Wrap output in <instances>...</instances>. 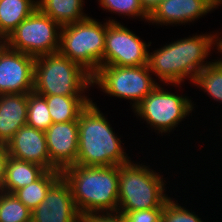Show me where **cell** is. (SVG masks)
<instances>
[{
    "instance_id": "1",
    "label": "cell",
    "mask_w": 222,
    "mask_h": 222,
    "mask_svg": "<svg viewBox=\"0 0 222 222\" xmlns=\"http://www.w3.org/2000/svg\"><path fill=\"white\" fill-rule=\"evenodd\" d=\"M218 37L215 34L189 36L148 53L149 70L167 84L180 85L187 77L193 83L197 74L208 65L204 61L213 44L218 46Z\"/></svg>"
},
{
    "instance_id": "2",
    "label": "cell",
    "mask_w": 222,
    "mask_h": 222,
    "mask_svg": "<svg viewBox=\"0 0 222 222\" xmlns=\"http://www.w3.org/2000/svg\"><path fill=\"white\" fill-rule=\"evenodd\" d=\"M80 215L118 211L119 166L72 165L62 171Z\"/></svg>"
},
{
    "instance_id": "3",
    "label": "cell",
    "mask_w": 222,
    "mask_h": 222,
    "mask_svg": "<svg viewBox=\"0 0 222 222\" xmlns=\"http://www.w3.org/2000/svg\"><path fill=\"white\" fill-rule=\"evenodd\" d=\"M79 143L76 164L81 166H119L129 162L121 140L91 100L78 118ZM128 157V158H127Z\"/></svg>"
},
{
    "instance_id": "4",
    "label": "cell",
    "mask_w": 222,
    "mask_h": 222,
    "mask_svg": "<svg viewBox=\"0 0 222 222\" xmlns=\"http://www.w3.org/2000/svg\"><path fill=\"white\" fill-rule=\"evenodd\" d=\"M163 178L146 165L127 163L119 165L118 211L126 214L132 211L163 209L169 199L164 194Z\"/></svg>"
},
{
    "instance_id": "5",
    "label": "cell",
    "mask_w": 222,
    "mask_h": 222,
    "mask_svg": "<svg viewBox=\"0 0 222 222\" xmlns=\"http://www.w3.org/2000/svg\"><path fill=\"white\" fill-rule=\"evenodd\" d=\"M89 85L92 86V76L59 52L35 57L33 92L36 94L84 96Z\"/></svg>"
},
{
    "instance_id": "6",
    "label": "cell",
    "mask_w": 222,
    "mask_h": 222,
    "mask_svg": "<svg viewBox=\"0 0 222 222\" xmlns=\"http://www.w3.org/2000/svg\"><path fill=\"white\" fill-rule=\"evenodd\" d=\"M107 22L92 19L63 25L58 52L80 65L91 76L103 66Z\"/></svg>"
},
{
    "instance_id": "7",
    "label": "cell",
    "mask_w": 222,
    "mask_h": 222,
    "mask_svg": "<svg viewBox=\"0 0 222 222\" xmlns=\"http://www.w3.org/2000/svg\"><path fill=\"white\" fill-rule=\"evenodd\" d=\"M148 65L100 66L92 76L94 83L110 96L133 100V109L157 86Z\"/></svg>"
},
{
    "instance_id": "8",
    "label": "cell",
    "mask_w": 222,
    "mask_h": 222,
    "mask_svg": "<svg viewBox=\"0 0 222 222\" xmlns=\"http://www.w3.org/2000/svg\"><path fill=\"white\" fill-rule=\"evenodd\" d=\"M60 30L57 22L37 8L10 33L5 42L11 49L34 57L52 54L59 50Z\"/></svg>"
},
{
    "instance_id": "9",
    "label": "cell",
    "mask_w": 222,
    "mask_h": 222,
    "mask_svg": "<svg viewBox=\"0 0 222 222\" xmlns=\"http://www.w3.org/2000/svg\"><path fill=\"white\" fill-rule=\"evenodd\" d=\"M193 110L186 96L166 92L158 86L150 92L135 108L134 113L144 119L159 133L170 132Z\"/></svg>"
},
{
    "instance_id": "10",
    "label": "cell",
    "mask_w": 222,
    "mask_h": 222,
    "mask_svg": "<svg viewBox=\"0 0 222 222\" xmlns=\"http://www.w3.org/2000/svg\"><path fill=\"white\" fill-rule=\"evenodd\" d=\"M145 42L140 40L127 27L115 20H108L105 36L103 65L143 66L148 65V53Z\"/></svg>"
},
{
    "instance_id": "11",
    "label": "cell",
    "mask_w": 222,
    "mask_h": 222,
    "mask_svg": "<svg viewBox=\"0 0 222 222\" xmlns=\"http://www.w3.org/2000/svg\"><path fill=\"white\" fill-rule=\"evenodd\" d=\"M35 57L11 49L0 50V95L28 94L34 87Z\"/></svg>"
},
{
    "instance_id": "12",
    "label": "cell",
    "mask_w": 222,
    "mask_h": 222,
    "mask_svg": "<svg viewBox=\"0 0 222 222\" xmlns=\"http://www.w3.org/2000/svg\"><path fill=\"white\" fill-rule=\"evenodd\" d=\"M31 222H77L78 212L68 182L61 176L32 211Z\"/></svg>"
},
{
    "instance_id": "13",
    "label": "cell",
    "mask_w": 222,
    "mask_h": 222,
    "mask_svg": "<svg viewBox=\"0 0 222 222\" xmlns=\"http://www.w3.org/2000/svg\"><path fill=\"white\" fill-rule=\"evenodd\" d=\"M50 170L63 171L77 161L79 129L78 121L53 123L46 131Z\"/></svg>"
},
{
    "instance_id": "14",
    "label": "cell",
    "mask_w": 222,
    "mask_h": 222,
    "mask_svg": "<svg viewBox=\"0 0 222 222\" xmlns=\"http://www.w3.org/2000/svg\"><path fill=\"white\" fill-rule=\"evenodd\" d=\"M9 155L15 159L28 161L50 170V156L47 149L45 131L24 125L7 143Z\"/></svg>"
},
{
    "instance_id": "15",
    "label": "cell",
    "mask_w": 222,
    "mask_h": 222,
    "mask_svg": "<svg viewBox=\"0 0 222 222\" xmlns=\"http://www.w3.org/2000/svg\"><path fill=\"white\" fill-rule=\"evenodd\" d=\"M215 7L207 0H163L148 21L157 24L192 22Z\"/></svg>"
},
{
    "instance_id": "16",
    "label": "cell",
    "mask_w": 222,
    "mask_h": 222,
    "mask_svg": "<svg viewBox=\"0 0 222 222\" xmlns=\"http://www.w3.org/2000/svg\"><path fill=\"white\" fill-rule=\"evenodd\" d=\"M28 94L0 95V143L7 144L27 125Z\"/></svg>"
},
{
    "instance_id": "17",
    "label": "cell",
    "mask_w": 222,
    "mask_h": 222,
    "mask_svg": "<svg viewBox=\"0 0 222 222\" xmlns=\"http://www.w3.org/2000/svg\"><path fill=\"white\" fill-rule=\"evenodd\" d=\"M46 170L37 164L9 157L1 191L13 194L36 181Z\"/></svg>"
},
{
    "instance_id": "18",
    "label": "cell",
    "mask_w": 222,
    "mask_h": 222,
    "mask_svg": "<svg viewBox=\"0 0 222 222\" xmlns=\"http://www.w3.org/2000/svg\"><path fill=\"white\" fill-rule=\"evenodd\" d=\"M46 99L53 123L78 121L81 111L91 101L87 96L41 95Z\"/></svg>"
},
{
    "instance_id": "19",
    "label": "cell",
    "mask_w": 222,
    "mask_h": 222,
    "mask_svg": "<svg viewBox=\"0 0 222 222\" xmlns=\"http://www.w3.org/2000/svg\"><path fill=\"white\" fill-rule=\"evenodd\" d=\"M83 0H38V9L60 26L88 18L83 10Z\"/></svg>"
},
{
    "instance_id": "20",
    "label": "cell",
    "mask_w": 222,
    "mask_h": 222,
    "mask_svg": "<svg viewBox=\"0 0 222 222\" xmlns=\"http://www.w3.org/2000/svg\"><path fill=\"white\" fill-rule=\"evenodd\" d=\"M37 8V0H0V36L6 39Z\"/></svg>"
},
{
    "instance_id": "21",
    "label": "cell",
    "mask_w": 222,
    "mask_h": 222,
    "mask_svg": "<svg viewBox=\"0 0 222 222\" xmlns=\"http://www.w3.org/2000/svg\"><path fill=\"white\" fill-rule=\"evenodd\" d=\"M62 176L59 170H46L36 181L16 190L13 194L30 210L33 211L43 199L50 187Z\"/></svg>"
},
{
    "instance_id": "22",
    "label": "cell",
    "mask_w": 222,
    "mask_h": 222,
    "mask_svg": "<svg viewBox=\"0 0 222 222\" xmlns=\"http://www.w3.org/2000/svg\"><path fill=\"white\" fill-rule=\"evenodd\" d=\"M196 86L203 88L212 99L222 102V60L209 62L208 65L200 71L194 82Z\"/></svg>"
},
{
    "instance_id": "23",
    "label": "cell",
    "mask_w": 222,
    "mask_h": 222,
    "mask_svg": "<svg viewBox=\"0 0 222 222\" xmlns=\"http://www.w3.org/2000/svg\"><path fill=\"white\" fill-rule=\"evenodd\" d=\"M31 213L14 194L0 190V222H31Z\"/></svg>"
},
{
    "instance_id": "24",
    "label": "cell",
    "mask_w": 222,
    "mask_h": 222,
    "mask_svg": "<svg viewBox=\"0 0 222 222\" xmlns=\"http://www.w3.org/2000/svg\"><path fill=\"white\" fill-rule=\"evenodd\" d=\"M48 108L43 96L35 92L28 93L27 125L46 131L53 124Z\"/></svg>"
},
{
    "instance_id": "25",
    "label": "cell",
    "mask_w": 222,
    "mask_h": 222,
    "mask_svg": "<svg viewBox=\"0 0 222 222\" xmlns=\"http://www.w3.org/2000/svg\"><path fill=\"white\" fill-rule=\"evenodd\" d=\"M102 8L113 13H121L131 17H141L146 21L149 15L143 10L139 0H99Z\"/></svg>"
},
{
    "instance_id": "26",
    "label": "cell",
    "mask_w": 222,
    "mask_h": 222,
    "mask_svg": "<svg viewBox=\"0 0 222 222\" xmlns=\"http://www.w3.org/2000/svg\"><path fill=\"white\" fill-rule=\"evenodd\" d=\"M160 222H203L194 212L188 211L169 199L163 205Z\"/></svg>"
},
{
    "instance_id": "27",
    "label": "cell",
    "mask_w": 222,
    "mask_h": 222,
    "mask_svg": "<svg viewBox=\"0 0 222 222\" xmlns=\"http://www.w3.org/2000/svg\"><path fill=\"white\" fill-rule=\"evenodd\" d=\"M102 213L101 215L99 212H87L81 215V218L85 222H127L125 215L120 214L119 211H106V213L104 211Z\"/></svg>"
},
{
    "instance_id": "28",
    "label": "cell",
    "mask_w": 222,
    "mask_h": 222,
    "mask_svg": "<svg viewBox=\"0 0 222 222\" xmlns=\"http://www.w3.org/2000/svg\"><path fill=\"white\" fill-rule=\"evenodd\" d=\"M162 209L132 211L125 214L127 222H160Z\"/></svg>"
},
{
    "instance_id": "29",
    "label": "cell",
    "mask_w": 222,
    "mask_h": 222,
    "mask_svg": "<svg viewBox=\"0 0 222 222\" xmlns=\"http://www.w3.org/2000/svg\"><path fill=\"white\" fill-rule=\"evenodd\" d=\"M9 157L7 144L0 143V189L5 180L6 166Z\"/></svg>"
},
{
    "instance_id": "30",
    "label": "cell",
    "mask_w": 222,
    "mask_h": 222,
    "mask_svg": "<svg viewBox=\"0 0 222 222\" xmlns=\"http://www.w3.org/2000/svg\"><path fill=\"white\" fill-rule=\"evenodd\" d=\"M143 10L150 16L163 0H139Z\"/></svg>"
},
{
    "instance_id": "31",
    "label": "cell",
    "mask_w": 222,
    "mask_h": 222,
    "mask_svg": "<svg viewBox=\"0 0 222 222\" xmlns=\"http://www.w3.org/2000/svg\"><path fill=\"white\" fill-rule=\"evenodd\" d=\"M209 1L215 8H217L220 4H222V0H207Z\"/></svg>"
},
{
    "instance_id": "32",
    "label": "cell",
    "mask_w": 222,
    "mask_h": 222,
    "mask_svg": "<svg viewBox=\"0 0 222 222\" xmlns=\"http://www.w3.org/2000/svg\"><path fill=\"white\" fill-rule=\"evenodd\" d=\"M220 38H222V37H219L218 38V46H217V50L219 51V52H221L222 53V39H220Z\"/></svg>"
},
{
    "instance_id": "33",
    "label": "cell",
    "mask_w": 222,
    "mask_h": 222,
    "mask_svg": "<svg viewBox=\"0 0 222 222\" xmlns=\"http://www.w3.org/2000/svg\"><path fill=\"white\" fill-rule=\"evenodd\" d=\"M2 40V41H1ZM6 44L5 42V38L0 36V50L4 47V45Z\"/></svg>"
},
{
    "instance_id": "34",
    "label": "cell",
    "mask_w": 222,
    "mask_h": 222,
    "mask_svg": "<svg viewBox=\"0 0 222 222\" xmlns=\"http://www.w3.org/2000/svg\"><path fill=\"white\" fill-rule=\"evenodd\" d=\"M77 222H85L82 218H80Z\"/></svg>"
}]
</instances>
